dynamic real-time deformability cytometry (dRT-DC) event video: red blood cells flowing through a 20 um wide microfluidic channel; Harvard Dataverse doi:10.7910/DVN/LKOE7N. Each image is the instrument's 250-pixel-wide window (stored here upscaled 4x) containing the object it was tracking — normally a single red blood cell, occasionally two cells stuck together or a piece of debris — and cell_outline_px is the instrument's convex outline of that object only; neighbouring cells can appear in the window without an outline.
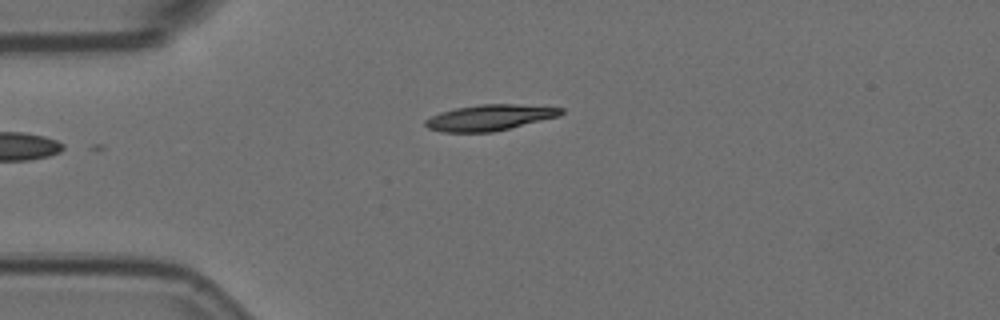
{"species": "Egyptian fruit bat (a non-hibernating species)", "species_latin": "Rousettus aegyptiacus", "temperature_condition": "room temperature", "stored_images_in_passage": 4, "camera_frame_rate_fps": 3000, "um_per_image_px": 0.085, "animal": {"sex": "female"}, "frame": {"image": 1, "passage_image": 4, "time_ms": 1.0, "image_size_px": [1000, 320], "cell_outline_px": [[564, 112], [560, 116], [492, 132], [440, 132], [428, 128], [424, 124], [424, 120], [440, 112], [456, 108], [480, 104], [516, 104], [564, 108]], "centroid_in_image_um": [41.61, 9.99], "position_along_channel_um": 43.4, "area_um2": 20.4}}